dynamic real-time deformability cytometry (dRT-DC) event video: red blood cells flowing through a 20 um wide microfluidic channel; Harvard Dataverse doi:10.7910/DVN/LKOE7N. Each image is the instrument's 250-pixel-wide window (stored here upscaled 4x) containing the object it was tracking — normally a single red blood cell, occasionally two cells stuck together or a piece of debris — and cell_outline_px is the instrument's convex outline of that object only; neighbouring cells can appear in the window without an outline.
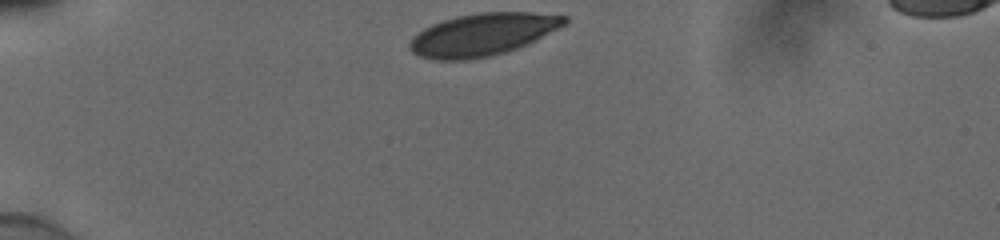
{"species": "human", "species_latin": "Homo sapiens", "temperature_condition": "cold", "stored_images_in_passage": 33, "camera_frame_rate_fps": 3000, "um_per_image_px": 0.085, "donor": {"sex": "male"}, "frame": {"image": 1, "passage_image": 1, "time_ms": 0.0, "image_size_px": [1000, 240], "cell_outline_px": [[568, 20], [564, 24], [528, 44], [504, 52], [488, 56], [464, 60], [436, 60], [420, 56], [412, 52], [408, 48], [408, 44], [412, 36], [424, 28], [432, 24], [456, 16], [480, 12], [532, 12], [568, 16]], "centroid_in_image_um": [40.98, 2.93], "position_along_channel_um": 44.0, "area_um2": 38.03}}
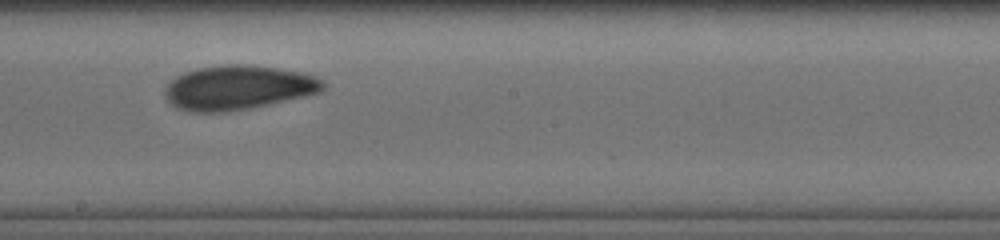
{"frame": {"image": 2, "passage_image": 19, "time_ms": 6.0, "image_size_px": [1000, 240], "cell_outline_px": [[324, 88], [320, 92], [304, 96], [248, 108], [224, 112], [188, 112], [176, 108], [164, 96], [164, 88], [176, 76], [184, 72], [196, 68], [228, 64], [240, 64], [276, 68], [300, 72], [316, 76], [324, 84]], "centroid_in_image_um": [20.18, 7.45], "position_along_channel_um": 228.0, "area_um2": 40.58}}
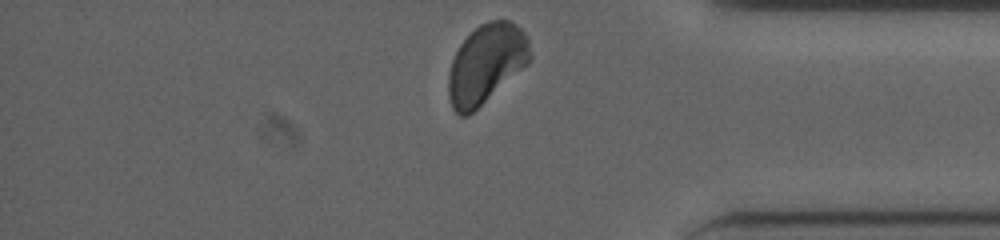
{"frame": {"image": 3, "passage_image": 33, "time_ms": 10.667, "image_size_px": [1000, 240], "cell_outline_px": [[532, 56], [528, 64], [468, 116], [460, 116], [452, 108], [448, 96], [448, 76], [452, 60], [460, 44], [480, 24], [488, 20], [512, 20], [528, 36], [532, 52]], "centroid_in_image_um": [41.34, 5.41], "position_along_channel_um": 393.9, "area_um2": 37.74}, "authors_computed_cell_mechanics": {"area_um2": 39.5352, "velocity_mm_per_s": 3.8386, "shape_relaxation_time_tau1_ms": 4.4975, "shape_relaxation_time_tau2_ms": 2.292, "deformation_change_tau1": 0.1084, "deformation_change_tau2": 0.0569}}